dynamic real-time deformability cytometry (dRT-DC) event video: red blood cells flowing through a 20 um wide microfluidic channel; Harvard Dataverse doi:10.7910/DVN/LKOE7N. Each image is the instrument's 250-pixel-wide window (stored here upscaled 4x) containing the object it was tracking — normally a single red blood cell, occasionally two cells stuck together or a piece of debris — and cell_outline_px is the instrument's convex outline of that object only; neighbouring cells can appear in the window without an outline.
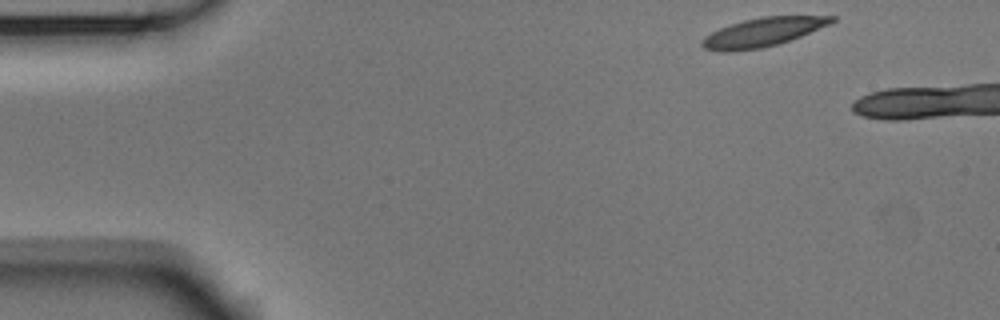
{"species": "Egyptian fruit bat (a non-hibernating species)", "species_latin": "Rousettus aegyptiacus", "temperature_condition": "room temperature", "stored_images_in_passage": 5, "camera_frame_rate_fps": 3000, "um_per_image_px": 0.085, "animal": {"sex": "male"}, "frame": {"image": 1, "passage_image": 1, "time_ms": 0.0, "image_size_px": [1000, 320], "cell_outline_px": [[836, 20], [828, 24], [800, 36], [776, 44], [760, 48], [732, 52], [716, 52], [704, 48], [700, 44], [700, 40], [704, 36], [720, 28], [744, 20], [760, 16], [836, 16]], "centroid_in_image_um": [64.75, 2.75], "position_along_channel_um": 20.2, "area_um2": 21.56}}